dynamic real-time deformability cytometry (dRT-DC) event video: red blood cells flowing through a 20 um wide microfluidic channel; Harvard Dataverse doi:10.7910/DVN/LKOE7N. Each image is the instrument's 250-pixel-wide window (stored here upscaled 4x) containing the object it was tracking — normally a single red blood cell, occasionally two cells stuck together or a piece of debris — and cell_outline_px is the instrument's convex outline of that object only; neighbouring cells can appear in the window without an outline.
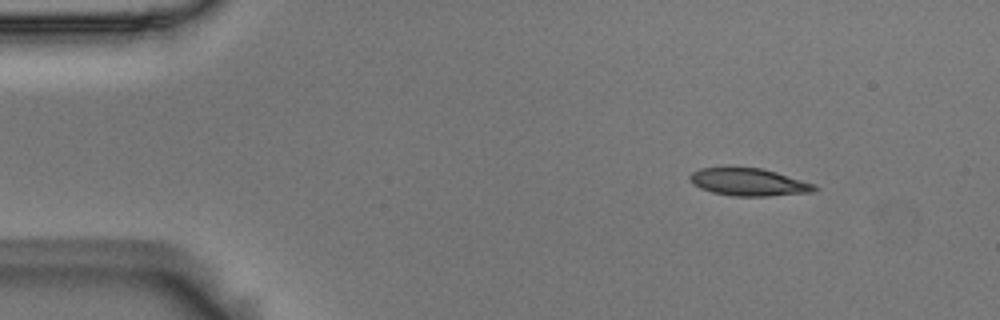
{"species": "Egyptian fruit bat (a non-hibernating species)", "species_latin": "Rousettus aegyptiacus", "temperature_condition": "room temperature", "stored_images_in_passage": 5, "camera_frame_rate_fps": 3000, "um_per_image_px": 0.085, "animal": {"sex": "male"}, "frame": {"image": 1, "passage_image": 2, "time_ms": 0.333, "image_size_px": [1000, 320], "cell_outline_px": [[820, 188], [812, 192], [768, 196], [732, 196], [712, 192], [700, 188], [692, 184], [688, 176], [692, 172], [700, 168], [760, 168], [776, 172], [816, 184]], "centroid_in_image_um": [63.65, 15.49], "position_along_channel_um": 21.3, "area_um2": 19.94}}
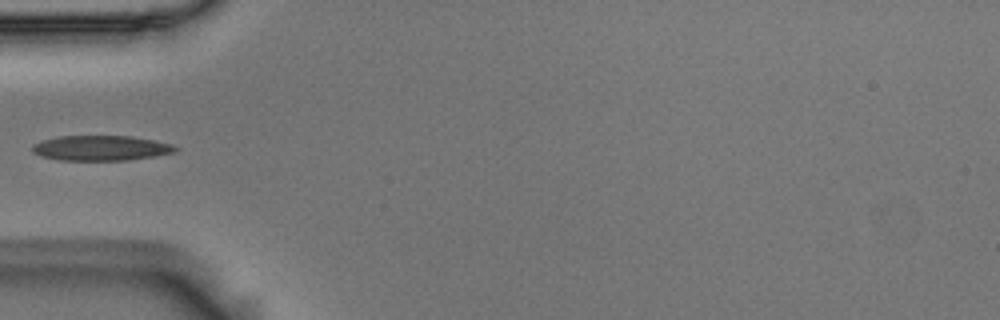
{"frame": {"image": 2, "passage_image": 5, "time_ms": 1.333, "image_size_px": [1000, 320], "cell_outline_px": [[180, 148], [176, 152], [156, 156], [128, 160], [60, 160], [40, 156], [32, 152], [32, 144], [44, 140], [60, 136], [132, 136], [172, 144]], "centroid_in_image_um": [8.6, 12.59], "position_along_channel_um": 76.4, "area_um2": 20.98}}